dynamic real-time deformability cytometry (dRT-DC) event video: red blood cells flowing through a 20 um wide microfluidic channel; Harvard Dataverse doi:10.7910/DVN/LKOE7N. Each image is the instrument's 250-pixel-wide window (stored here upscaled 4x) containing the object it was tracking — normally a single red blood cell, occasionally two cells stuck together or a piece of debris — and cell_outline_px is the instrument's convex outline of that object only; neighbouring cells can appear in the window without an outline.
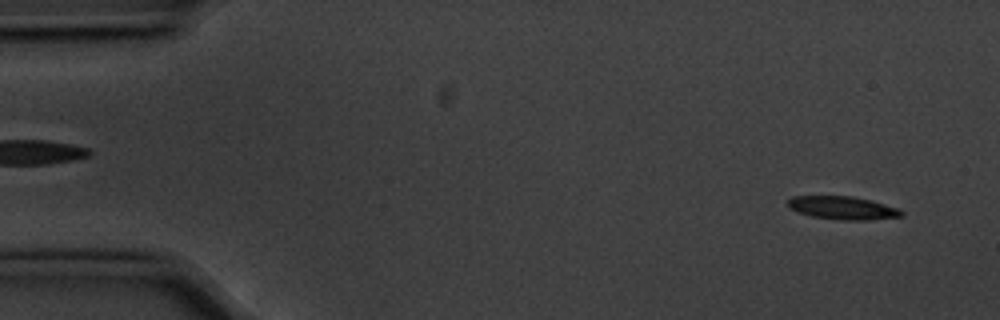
{"species": "common noctule bat (a hibernating species)", "species_latin": "Nyctalus noctula", "temperature_condition": "cold", "stored_images_in_passage": 15, "camera_frame_rate_fps": 3000, "um_per_image_px": 0.085, "animal": {"sex": "male", "body_mass_g": 20.1, "forearm_length_mm": 53.5}, "frame": {"image": 1, "passage_image": 3, "time_ms": 0.667, "image_size_px": [1000, 320], "cell_outline_px": [[904, 216], [868, 220], [840, 220], [812, 216], [800, 212], [792, 208], [788, 204], [788, 200], [792, 196], [852, 196], [872, 200], [900, 208], [904, 212]], "centroid_in_image_um": [71.72, 17.67], "position_along_channel_um": 13.3, "area_um2": 15.32}}
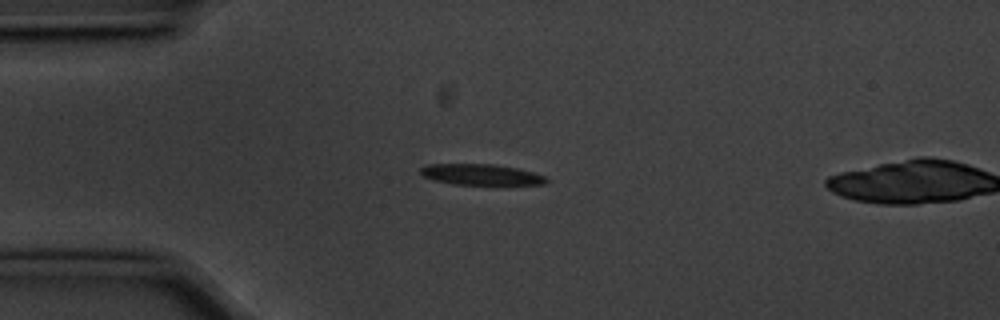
{"frame": {"image": 2, "passage_image": 13, "time_ms": 4.0, "image_size_px": [1000, 320], "cell_outline_px": [[548, 180], [544, 184], [504, 188], [452, 184], [436, 180], [424, 176], [420, 172], [420, 168], [428, 164], [492, 164], [516, 168], [532, 172], [544, 176]], "centroid_in_image_um": [40.99, 14.9], "position_along_channel_um": 44.0, "area_um2": 16.3}}